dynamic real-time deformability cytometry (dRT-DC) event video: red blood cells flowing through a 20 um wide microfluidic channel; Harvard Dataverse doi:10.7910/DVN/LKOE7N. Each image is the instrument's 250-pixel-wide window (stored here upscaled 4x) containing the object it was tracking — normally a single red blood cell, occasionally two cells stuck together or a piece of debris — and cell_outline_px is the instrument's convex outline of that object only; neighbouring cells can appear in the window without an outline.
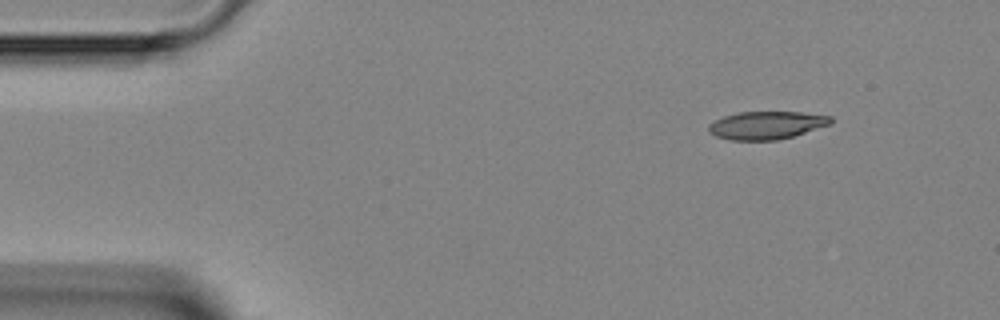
{"species": "Egyptian fruit bat (a non-hibernating species)", "species_latin": "Rousettus aegyptiacus", "temperature_condition": "room temperature", "stored_images_in_passage": 42, "camera_frame_rate_fps": 3000, "um_per_image_px": 0.085, "animal": {"sex": "female"}, "frame": {"image": 1, "passage_image": 1, "time_ms": 0.0, "image_size_px": [1000, 320], "cell_outline_px": [[832, 124], [792, 136], [776, 140], [732, 140], [716, 136], [708, 132], [708, 124], [724, 116], [740, 112], [800, 112], [832, 116]], "centroid_in_image_um": [65.16, 10.64], "position_along_channel_um": 19.8, "area_um2": 19.77}}
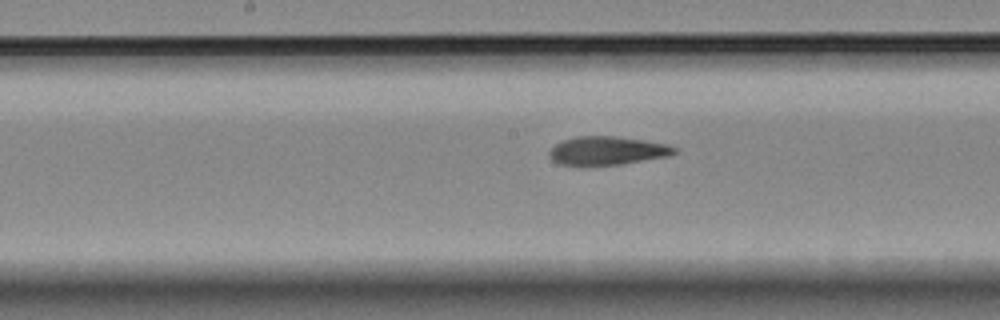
{"frame": {"image": 2, "passage_image": 19, "time_ms": 6.0, "image_size_px": [1000, 320], "cell_outline_px": [[680, 152], [672, 156], [620, 164], [560, 164], [552, 160], [548, 152], [556, 144], [564, 140], [576, 136], [616, 136], [644, 140], [668, 144], [676, 148]], "centroid_in_image_um": [51.7, 12.79], "position_along_channel_um": 196.5, "area_um2": 20.63}}
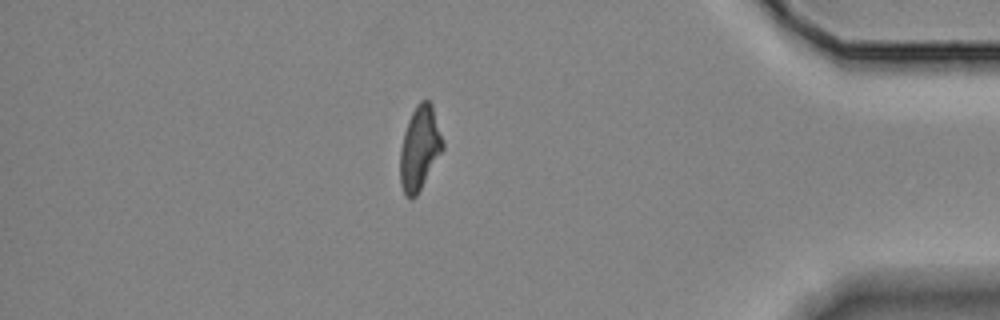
{"frame": {"image": 3, "passage_image": 36, "time_ms": 11.667, "image_size_px": [1000, 320], "cell_outline_px": [[444, 148], [416, 196], [412, 200], [404, 196], [400, 184], [400, 148], [404, 132], [408, 120], [416, 104], [420, 100], [428, 100], [432, 104], [444, 144]], "centroid_in_image_um": [35.65, 12.61], "position_along_channel_um": 399.5, "area_um2": 20.87}}